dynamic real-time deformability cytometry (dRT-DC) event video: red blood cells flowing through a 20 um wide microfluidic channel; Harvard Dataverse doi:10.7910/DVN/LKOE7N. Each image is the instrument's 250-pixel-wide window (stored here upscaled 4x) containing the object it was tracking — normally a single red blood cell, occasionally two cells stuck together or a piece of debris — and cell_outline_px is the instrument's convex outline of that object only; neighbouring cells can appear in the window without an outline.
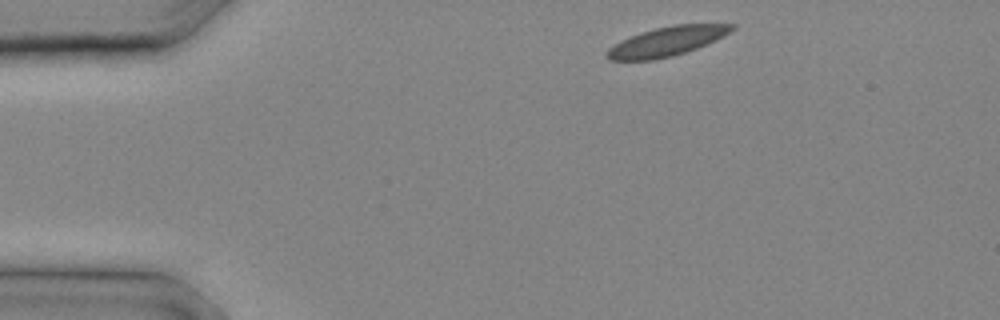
{"species": "common noctule bat (a hibernating species)", "species_latin": "Nyctalus noctula", "temperature_condition": "cold", "stored_images_in_passage": 6, "camera_frame_rate_fps": 3000, "um_per_image_px": 0.085, "animal": {"sex": "male", "body_mass_g": 20.4}, "frame": {"image": 1, "passage_image": 1, "time_ms": 0.0, "image_size_px": [1000, 320], "cell_outline_px": [[736, 28], [716, 40], [696, 48], [672, 56], [652, 60], [608, 60], [604, 56], [608, 48], [620, 40], [640, 32], [672, 24], [736, 24]], "centroid_in_image_um": [56.64, 3.51], "position_along_channel_um": 28.4, "area_um2": 21.33}}
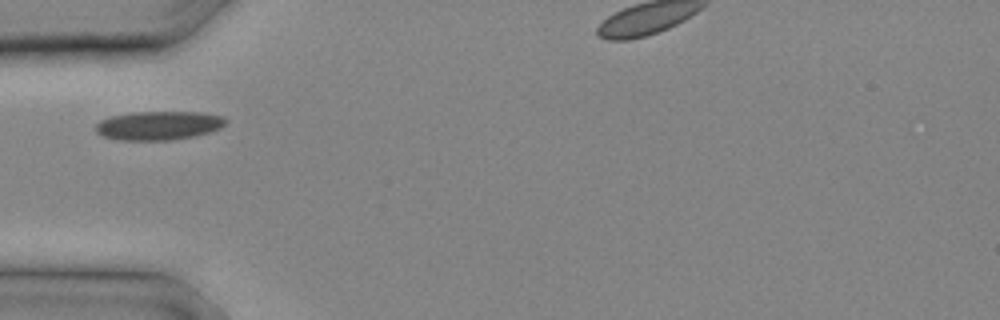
{"frame": {"image": 2, "passage_image": 5, "time_ms": 1.333, "image_size_px": [1000, 320], "cell_outline_px": [[228, 120], [220, 128], [196, 136], [172, 140], [120, 140], [100, 136], [96, 132], [96, 124], [100, 120], [112, 116], [132, 112], [200, 112], [224, 116]], "centroid_in_image_um": [13.48, 10.67], "position_along_channel_um": 71.5, "area_um2": 21.96}}